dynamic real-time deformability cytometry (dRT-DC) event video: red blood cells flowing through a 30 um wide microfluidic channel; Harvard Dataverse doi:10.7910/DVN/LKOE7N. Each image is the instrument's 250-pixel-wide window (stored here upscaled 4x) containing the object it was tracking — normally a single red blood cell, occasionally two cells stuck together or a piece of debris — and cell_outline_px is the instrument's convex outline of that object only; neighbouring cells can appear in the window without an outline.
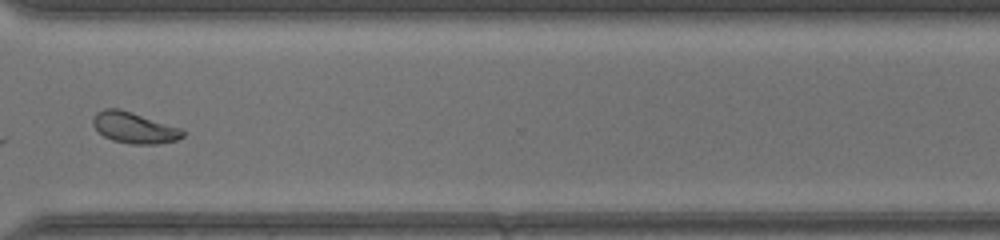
{"species": "common noctule bat (a hibernating species)", "species_latin": "Nyctalus noctula", "temperature_condition": "warm", "stored_images_in_passage": 29, "camera_frame_rate_fps": 3000, "um_per_image_px": 0.085, "animal": {"sex": "female", "body_mass_g": 17.0, "forearm_length_mm": 48.0}, "frame": {"image": 1, "passage_image": 21, "time_ms": 6.667, "image_size_px": [1000, 240], "cell_outline_px": [[184, 136], [176, 140], [156, 144], [132, 144], [112, 140], [104, 136], [92, 124], [92, 116], [96, 112], [104, 108], [120, 108], [184, 128]], "centroid_in_image_um": [11.42, 10.83], "position_along_channel_um": 359.2, "area_um2": 16.53}}